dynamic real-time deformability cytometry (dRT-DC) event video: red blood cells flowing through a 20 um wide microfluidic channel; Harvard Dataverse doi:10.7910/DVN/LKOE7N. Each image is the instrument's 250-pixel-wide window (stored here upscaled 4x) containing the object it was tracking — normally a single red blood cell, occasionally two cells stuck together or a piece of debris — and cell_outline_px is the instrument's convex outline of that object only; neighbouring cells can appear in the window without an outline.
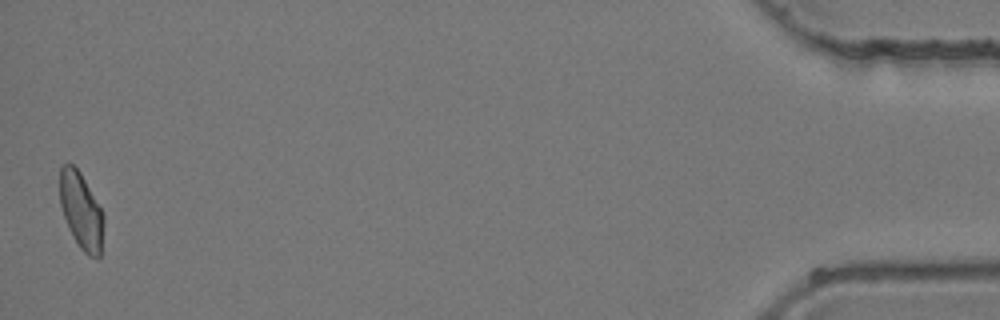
{"species": "common noctule bat (a hibernating species)", "species_latin": "Nyctalus noctula", "temperature_condition": "room temperature", "stored_images_in_passage": 43, "camera_frame_rate_fps": 3000, "um_per_image_px": 0.085, "animal": {"sex": "female", "body_mass_g": 24.6, "forearm_length_mm": 56.2}, "frame": {"image": 1, "passage_image": 43, "time_ms": 14.0, "image_size_px": [1000, 320], "cell_outline_px": [[104, 224], [100, 256], [96, 260], [88, 256], [80, 248], [72, 236], [68, 228], [60, 204], [60, 168], [64, 164], [72, 164], [80, 172], [100, 208], [104, 216]], "centroid_in_image_um": [6.9, 17.97], "position_along_channel_um": 428.3, "area_um2": 19.48}}